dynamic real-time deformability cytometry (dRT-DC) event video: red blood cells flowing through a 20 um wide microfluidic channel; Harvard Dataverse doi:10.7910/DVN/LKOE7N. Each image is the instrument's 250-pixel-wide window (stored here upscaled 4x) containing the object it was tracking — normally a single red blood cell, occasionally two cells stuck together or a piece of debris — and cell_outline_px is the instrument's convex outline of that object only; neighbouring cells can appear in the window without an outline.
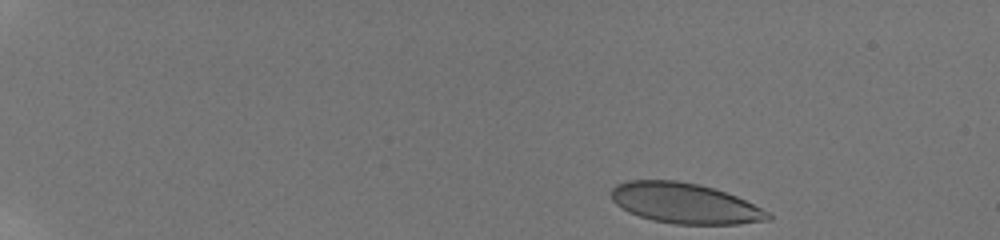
{"species": "human", "species_latin": "Homo sapiens", "temperature_condition": "room temperature", "stored_images_in_passage": 61, "camera_frame_rate_fps": 3000, "um_per_image_px": 0.085, "donor": {"sex": "male"}, "frame": {"image": 1, "passage_image": 1, "time_ms": 0.0, "image_size_px": [1000, 240], "cell_outline_px": [[772, 220], [740, 224], [672, 224], [652, 220], [628, 212], [616, 204], [612, 200], [612, 188], [616, 184], [628, 180], [676, 180], [700, 184], [736, 196], [768, 212], [772, 216]], "centroid_in_image_um": [58.2, 17.28], "position_along_channel_um": 26.8, "area_um2": 36.88}}
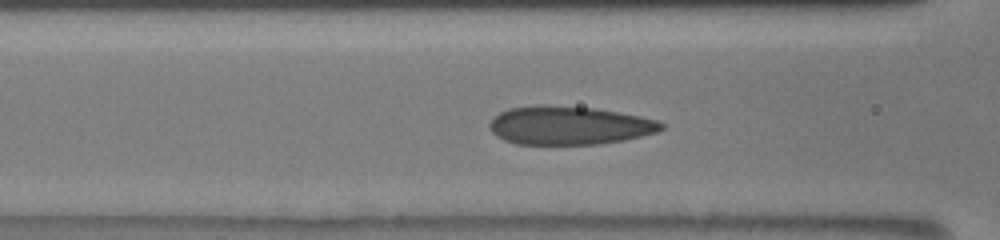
{"frame": {"image": 2, "passage_image": 23, "time_ms": 6.0, "image_size_px": [1000, 240], "cell_outline_px": [[664, 128], [656, 132], [624, 140], [600, 144], [516, 144], [504, 140], [496, 136], [492, 132], [488, 124], [500, 112], [508, 108], [544, 104], [592, 108], [640, 116], [656, 120], [664, 124]], "centroid_in_image_um": [48.35, 10.66], "position_along_channel_um": 118.2, "area_um2": 38.38}}
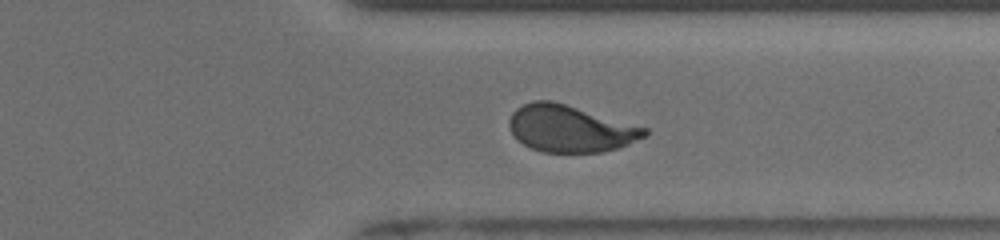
{"frame": {"image": 3, "passage_image": 46, "time_ms": 12.333, "image_size_px": [1000, 240], "cell_outline_px": [[648, 132], [644, 136], [620, 148], [600, 152], [544, 152], [532, 148], [524, 144], [512, 132], [508, 124], [508, 120], [512, 112], [516, 108], [532, 100], [552, 100], [648, 128]], "centroid_in_image_um": [48.46, 10.92], "position_along_channel_um": 362.9, "area_um2": 36.7}, "authors_computed_cell_mechanics": {"area_um2": 37.6856, "velocity_mm_per_s": 3.8723, "shape_relaxation_time_tau1_ms": 4.4026, "shape_relaxation_time_tau2_ms": null, "deformation_change_tau1": 0.174, "deformation_change_tau2": null}}